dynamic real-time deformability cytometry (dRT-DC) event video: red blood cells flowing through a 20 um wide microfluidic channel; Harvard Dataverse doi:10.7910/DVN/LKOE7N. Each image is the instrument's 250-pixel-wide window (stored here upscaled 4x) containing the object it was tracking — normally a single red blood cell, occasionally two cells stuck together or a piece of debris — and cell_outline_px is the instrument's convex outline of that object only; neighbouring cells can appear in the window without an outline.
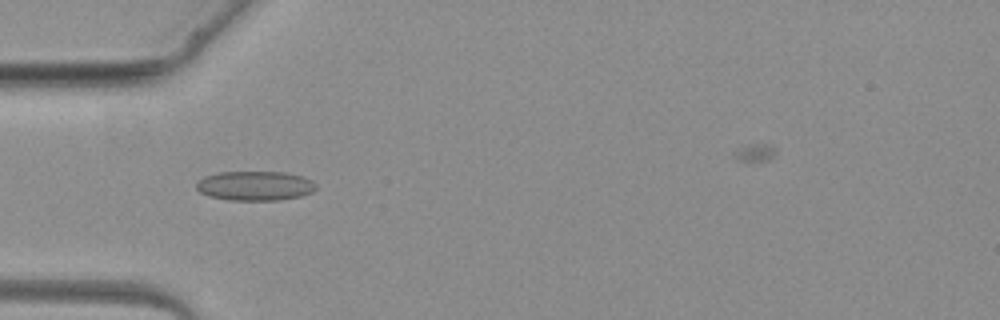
{"species": "common noctule bat (a hibernating species)", "species_latin": "Nyctalus noctula", "temperature_condition": "warm", "stored_images_in_passage": 3, "camera_frame_rate_fps": 3000, "um_per_image_px": 0.085, "animal": {"sex": "female", "body_mass_g": 19.3, "forearm_length_mm": 54.1}, "frame": {"image": 1, "passage_image": 3, "time_ms": 2.333, "image_size_px": [1000, 320], "cell_outline_px": [[316, 188], [312, 192], [300, 196], [280, 200], [228, 200], [208, 196], [200, 192], [196, 188], [196, 184], [204, 176], [220, 172], [284, 172], [304, 176], [312, 180], [316, 184]], "centroid_in_image_um": [21.69, 15.79], "position_along_channel_um": 63.3, "area_um2": 20.63}}